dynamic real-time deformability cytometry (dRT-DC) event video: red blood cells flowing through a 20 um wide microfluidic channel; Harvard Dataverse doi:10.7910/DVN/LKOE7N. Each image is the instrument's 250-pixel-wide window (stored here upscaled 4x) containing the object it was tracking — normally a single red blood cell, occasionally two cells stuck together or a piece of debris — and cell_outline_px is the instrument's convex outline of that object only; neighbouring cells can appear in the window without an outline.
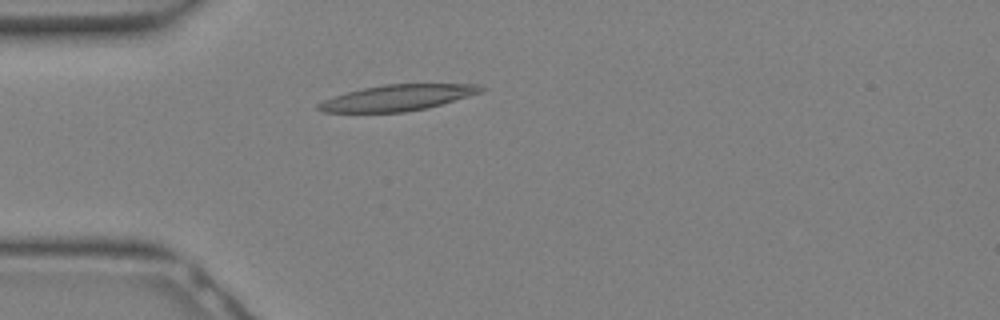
{"species": "Egyptian fruit bat (a non-hibernating species)", "species_latin": "Rousettus aegyptiacus", "temperature_condition": "warm", "stored_images_in_passage": 14, "camera_frame_rate_fps": 3000, "um_per_image_px": 0.085, "animal": {"sex": "female"}, "frame": {"image": 1, "passage_image": 6, "time_ms": 1.667, "image_size_px": [1000, 320], "cell_outline_px": [[484, 88], [480, 92], [468, 96], [440, 104], [424, 108], [404, 112], [324, 112], [316, 108], [316, 104], [324, 100], [348, 92], [364, 88], [384, 84], [476, 84]], "centroid_in_image_um": [33.75, 8.3], "position_along_channel_um": 51.3, "area_um2": 24.04}}
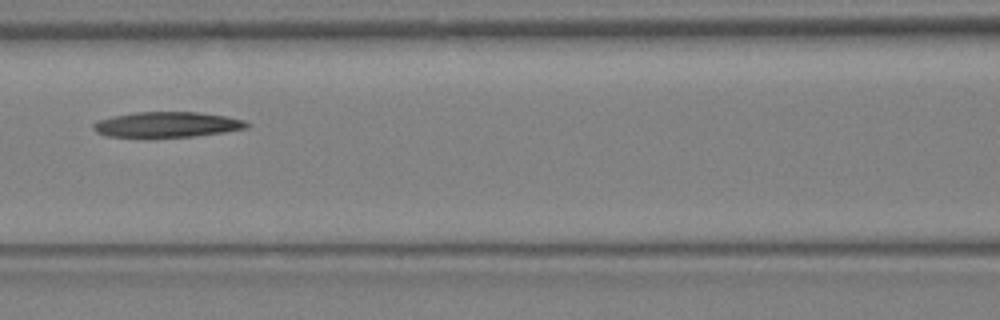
{"frame": {"image": 2, "passage_image": 11, "time_ms": 3.333, "image_size_px": [1000, 320], "cell_outline_px": [[252, 124], [248, 128], [224, 132], [196, 136], [148, 140], [144, 140], [108, 136], [96, 132], [92, 128], [92, 124], [96, 120], [136, 112], [200, 112], [224, 116], [244, 120]], "centroid_in_image_um": [14.15, 10.64], "position_along_channel_um": 152.4, "area_um2": 23.76}}
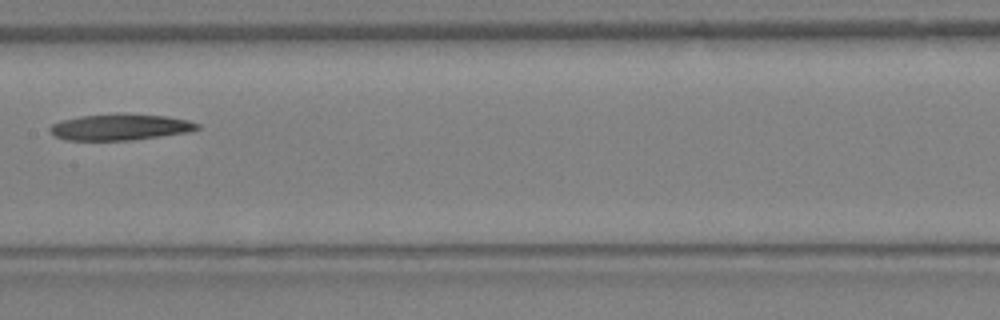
{"frame": {"image": 3, "passage_image": 13, "time_ms": 4.0, "image_size_px": [1000, 320], "cell_outline_px": [[200, 128], [188, 132], [132, 140], [64, 140], [56, 136], [48, 128], [52, 124], [60, 120], [80, 116], [168, 116], [188, 120], [200, 124]], "centroid_in_image_um": [10.21, 10.84], "position_along_channel_um": 197.2, "area_um2": 21.56}}